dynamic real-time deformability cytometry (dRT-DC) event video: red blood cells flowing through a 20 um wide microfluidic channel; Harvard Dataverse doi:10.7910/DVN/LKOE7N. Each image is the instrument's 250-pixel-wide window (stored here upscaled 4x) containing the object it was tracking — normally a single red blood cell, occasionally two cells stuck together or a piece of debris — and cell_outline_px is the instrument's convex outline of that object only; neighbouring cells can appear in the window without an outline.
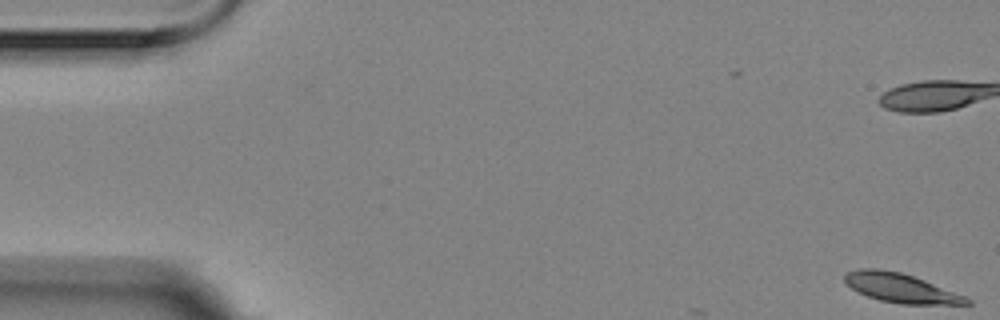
{"species": "Egyptian fruit bat (a non-hibernating species)", "species_latin": "Rousettus aegyptiacus", "temperature_condition": "room temperature", "stored_images_in_passage": 5, "camera_frame_rate_fps": 3000, "um_per_image_px": 0.085, "animal": {"sex": "female"}, "frame": {"image": 1, "passage_image": 5, "time_ms": 1.333, "image_size_px": [1000, 320], "cell_outline_px": [[972, 304], [900, 304], [880, 300], [868, 296], [852, 288], [844, 280], [844, 276], [848, 272], [860, 268], [876, 268], [900, 272], [924, 280], [964, 296], [972, 300]], "centroid_in_image_um": [76.56, 24.48], "position_along_channel_um": 8.4, "area_um2": 20.35}}